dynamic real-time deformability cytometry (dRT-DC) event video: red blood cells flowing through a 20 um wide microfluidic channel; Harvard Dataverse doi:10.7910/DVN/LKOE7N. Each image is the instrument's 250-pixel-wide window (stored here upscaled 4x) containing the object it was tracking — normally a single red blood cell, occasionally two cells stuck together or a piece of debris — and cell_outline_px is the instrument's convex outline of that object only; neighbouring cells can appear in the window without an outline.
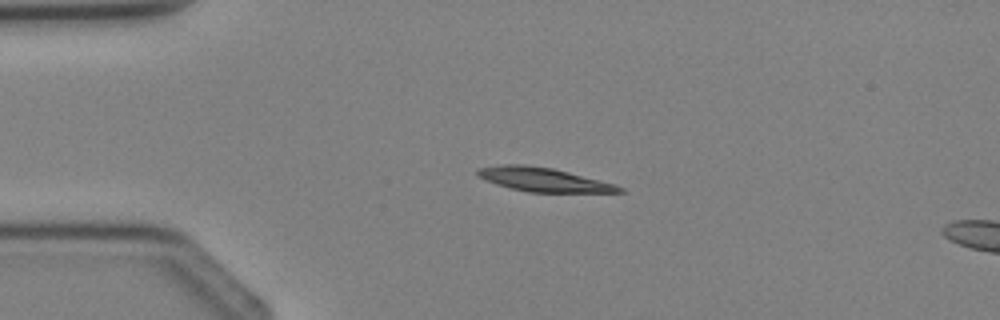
{"species": "Egyptian fruit bat (a non-hibernating species)", "species_latin": "Rousettus aegyptiacus", "temperature_condition": "cold", "stored_images_in_passage": 2, "segment_of_instrument_passage": [1, 2], "camera_frame_rate_fps": 3000, "um_per_image_px": 0.085, "animal": {"sex": "female"}, "frame": {"image": 1, "passage_image": 1, "time_ms": 0.0, "image_size_px": [1000, 320], "cell_outline_px": [[628, 192], [528, 192], [496, 184], [484, 180], [476, 172], [476, 168], [500, 164], [524, 164], [552, 168], [616, 184], [624, 188]], "centroid_in_image_um": [46.19, 15.26], "position_along_channel_um": 38.8, "area_um2": 19.71}}